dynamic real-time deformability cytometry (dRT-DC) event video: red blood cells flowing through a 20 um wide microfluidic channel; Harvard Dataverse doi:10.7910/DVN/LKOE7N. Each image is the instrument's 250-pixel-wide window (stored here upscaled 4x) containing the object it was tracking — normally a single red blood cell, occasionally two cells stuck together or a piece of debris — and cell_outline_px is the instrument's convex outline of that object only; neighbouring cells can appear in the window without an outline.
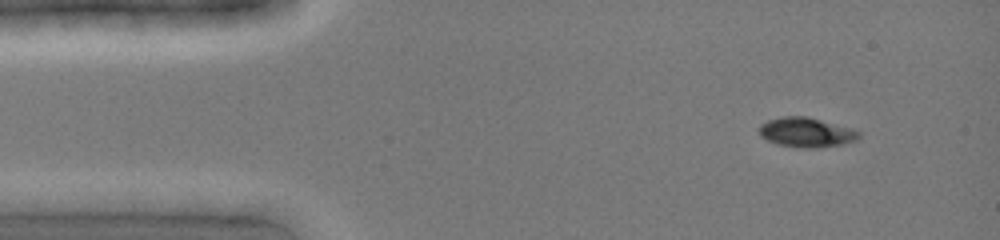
{"species": "common noctule bat (a hibernating species)", "species_latin": "Nyctalus noctula", "temperature_condition": "cold", "stored_images_in_passage": 4, "camera_frame_rate_fps": 3000, "um_per_image_px": 0.085, "animal": {"sex": "female", "body_mass_g": 19.0, "forearm_length_mm": 51.5}, "frame": {"image": 1, "passage_image": 1, "time_ms": 0.0, "image_size_px": [1000, 240], "cell_outline_px": [[860, 136], [856, 140], [844, 144], [816, 148], [800, 148], [776, 144], [760, 136], [760, 124], [768, 120], [784, 116], [808, 116], [848, 128], [860, 132]], "centroid_in_image_um": [68.51, 11.26], "position_along_channel_um": 16.5, "area_um2": 17.11}}